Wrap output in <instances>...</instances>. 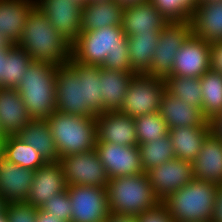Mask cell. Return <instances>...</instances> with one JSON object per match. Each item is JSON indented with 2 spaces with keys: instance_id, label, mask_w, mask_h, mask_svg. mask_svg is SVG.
Here are the masks:
<instances>
[{
  "instance_id": "obj_1",
  "label": "cell",
  "mask_w": 222,
  "mask_h": 222,
  "mask_svg": "<svg viewBox=\"0 0 222 222\" xmlns=\"http://www.w3.org/2000/svg\"><path fill=\"white\" fill-rule=\"evenodd\" d=\"M71 58L83 65L134 72L129 61L127 36L122 26L81 31L71 44Z\"/></svg>"
},
{
  "instance_id": "obj_2",
  "label": "cell",
  "mask_w": 222,
  "mask_h": 222,
  "mask_svg": "<svg viewBox=\"0 0 222 222\" xmlns=\"http://www.w3.org/2000/svg\"><path fill=\"white\" fill-rule=\"evenodd\" d=\"M17 45L33 61L59 66L68 63L71 58V44L56 31L37 5L29 12Z\"/></svg>"
},
{
  "instance_id": "obj_3",
  "label": "cell",
  "mask_w": 222,
  "mask_h": 222,
  "mask_svg": "<svg viewBox=\"0 0 222 222\" xmlns=\"http://www.w3.org/2000/svg\"><path fill=\"white\" fill-rule=\"evenodd\" d=\"M56 70V65L33 61L15 88L31 119L46 120L56 111Z\"/></svg>"
},
{
  "instance_id": "obj_4",
  "label": "cell",
  "mask_w": 222,
  "mask_h": 222,
  "mask_svg": "<svg viewBox=\"0 0 222 222\" xmlns=\"http://www.w3.org/2000/svg\"><path fill=\"white\" fill-rule=\"evenodd\" d=\"M218 184L193 179L162 203L174 222H210Z\"/></svg>"
},
{
  "instance_id": "obj_5",
  "label": "cell",
  "mask_w": 222,
  "mask_h": 222,
  "mask_svg": "<svg viewBox=\"0 0 222 222\" xmlns=\"http://www.w3.org/2000/svg\"><path fill=\"white\" fill-rule=\"evenodd\" d=\"M60 159L88 152L96 147V117H83L54 111L46 119Z\"/></svg>"
},
{
  "instance_id": "obj_6",
  "label": "cell",
  "mask_w": 222,
  "mask_h": 222,
  "mask_svg": "<svg viewBox=\"0 0 222 222\" xmlns=\"http://www.w3.org/2000/svg\"><path fill=\"white\" fill-rule=\"evenodd\" d=\"M106 192L110 212L116 214L140 215L160 203L145 172L110 178Z\"/></svg>"
},
{
  "instance_id": "obj_7",
  "label": "cell",
  "mask_w": 222,
  "mask_h": 222,
  "mask_svg": "<svg viewBox=\"0 0 222 222\" xmlns=\"http://www.w3.org/2000/svg\"><path fill=\"white\" fill-rule=\"evenodd\" d=\"M164 91V79L145 73L135 74L128 86L120 112L133 118L158 112Z\"/></svg>"
},
{
  "instance_id": "obj_8",
  "label": "cell",
  "mask_w": 222,
  "mask_h": 222,
  "mask_svg": "<svg viewBox=\"0 0 222 222\" xmlns=\"http://www.w3.org/2000/svg\"><path fill=\"white\" fill-rule=\"evenodd\" d=\"M191 34L190 21L169 22L159 32L157 48L150 69L145 74L162 79L171 75L175 56Z\"/></svg>"
},
{
  "instance_id": "obj_9",
  "label": "cell",
  "mask_w": 222,
  "mask_h": 222,
  "mask_svg": "<svg viewBox=\"0 0 222 222\" xmlns=\"http://www.w3.org/2000/svg\"><path fill=\"white\" fill-rule=\"evenodd\" d=\"M66 186L83 185L106 188L109 176L95 149L64 156L59 160Z\"/></svg>"
},
{
  "instance_id": "obj_10",
  "label": "cell",
  "mask_w": 222,
  "mask_h": 222,
  "mask_svg": "<svg viewBox=\"0 0 222 222\" xmlns=\"http://www.w3.org/2000/svg\"><path fill=\"white\" fill-rule=\"evenodd\" d=\"M66 189L72 204L71 222H105L110 214L106 188L70 185Z\"/></svg>"
},
{
  "instance_id": "obj_11",
  "label": "cell",
  "mask_w": 222,
  "mask_h": 222,
  "mask_svg": "<svg viewBox=\"0 0 222 222\" xmlns=\"http://www.w3.org/2000/svg\"><path fill=\"white\" fill-rule=\"evenodd\" d=\"M56 111L83 117H95L84 106L83 80L68 62L56 70Z\"/></svg>"
},
{
  "instance_id": "obj_12",
  "label": "cell",
  "mask_w": 222,
  "mask_h": 222,
  "mask_svg": "<svg viewBox=\"0 0 222 222\" xmlns=\"http://www.w3.org/2000/svg\"><path fill=\"white\" fill-rule=\"evenodd\" d=\"M146 174L160 202L194 179L192 162L176 157L149 170Z\"/></svg>"
},
{
  "instance_id": "obj_13",
  "label": "cell",
  "mask_w": 222,
  "mask_h": 222,
  "mask_svg": "<svg viewBox=\"0 0 222 222\" xmlns=\"http://www.w3.org/2000/svg\"><path fill=\"white\" fill-rule=\"evenodd\" d=\"M37 7L70 44L82 31V6L72 0H36Z\"/></svg>"
},
{
  "instance_id": "obj_14",
  "label": "cell",
  "mask_w": 222,
  "mask_h": 222,
  "mask_svg": "<svg viewBox=\"0 0 222 222\" xmlns=\"http://www.w3.org/2000/svg\"><path fill=\"white\" fill-rule=\"evenodd\" d=\"M95 150L109 178L144 173L138 146L97 142Z\"/></svg>"
},
{
  "instance_id": "obj_15",
  "label": "cell",
  "mask_w": 222,
  "mask_h": 222,
  "mask_svg": "<svg viewBox=\"0 0 222 222\" xmlns=\"http://www.w3.org/2000/svg\"><path fill=\"white\" fill-rule=\"evenodd\" d=\"M210 70V44L191 34L177 52L172 74L200 78Z\"/></svg>"
},
{
  "instance_id": "obj_16",
  "label": "cell",
  "mask_w": 222,
  "mask_h": 222,
  "mask_svg": "<svg viewBox=\"0 0 222 222\" xmlns=\"http://www.w3.org/2000/svg\"><path fill=\"white\" fill-rule=\"evenodd\" d=\"M97 142L122 146H138L133 117L120 111L104 112L96 116Z\"/></svg>"
},
{
  "instance_id": "obj_17",
  "label": "cell",
  "mask_w": 222,
  "mask_h": 222,
  "mask_svg": "<svg viewBox=\"0 0 222 222\" xmlns=\"http://www.w3.org/2000/svg\"><path fill=\"white\" fill-rule=\"evenodd\" d=\"M63 170L59 162H46L35 170L27 204L41 208L54 195L66 190Z\"/></svg>"
},
{
  "instance_id": "obj_18",
  "label": "cell",
  "mask_w": 222,
  "mask_h": 222,
  "mask_svg": "<svg viewBox=\"0 0 222 222\" xmlns=\"http://www.w3.org/2000/svg\"><path fill=\"white\" fill-rule=\"evenodd\" d=\"M34 173L0 157V195L6 203L26 202Z\"/></svg>"
},
{
  "instance_id": "obj_19",
  "label": "cell",
  "mask_w": 222,
  "mask_h": 222,
  "mask_svg": "<svg viewBox=\"0 0 222 222\" xmlns=\"http://www.w3.org/2000/svg\"><path fill=\"white\" fill-rule=\"evenodd\" d=\"M169 21L148 0L124 7L122 29L126 36L162 30Z\"/></svg>"
},
{
  "instance_id": "obj_20",
  "label": "cell",
  "mask_w": 222,
  "mask_h": 222,
  "mask_svg": "<svg viewBox=\"0 0 222 222\" xmlns=\"http://www.w3.org/2000/svg\"><path fill=\"white\" fill-rule=\"evenodd\" d=\"M159 113L168 129L177 127H210L209 121L203 116L200 108L189 105L164 91Z\"/></svg>"
},
{
  "instance_id": "obj_21",
  "label": "cell",
  "mask_w": 222,
  "mask_h": 222,
  "mask_svg": "<svg viewBox=\"0 0 222 222\" xmlns=\"http://www.w3.org/2000/svg\"><path fill=\"white\" fill-rule=\"evenodd\" d=\"M31 120L19 92L15 88L0 87V128L3 135H18Z\"/></svg>"
},
{
  "instance_id": "obj_22",
  "label": "cell",
  "mask_w": 222,
  "mask_h": 222,
  "mask_svg": "<svg viewBox=\"0 0 222 222\" xmlns=\"http://www.w3.org/2000/svg\"><path fill=\"white\" fill-rule=\"evenodd\" d=\"M192 34L209 44L222 41V0L198 5L190 17Z\"/></svg>"
},
{
  "instance_id": "obj_23",
  "label": "cell",
  "mask_w": 222,
  "mask_h": 222,
  "mask_svg": "<svg viewBox=\"0 0 222 222\" xmlns=\"http://www.w3.org/2000/svg\"><path fill=\"white\" fill-rule=\"evenodd\" d=\"M195 179L222 183V141L210 133L192 161Z\"/></svg>"
},
{
  "instance_id": "obj_24",
  "label": "cell",
  "mask_w": 222,
  "mask_h": 222,
  "mask_svg": "<svg viewBox=\"0 0 222 222\" xmlns=\"http://www.w3.org/2000/svg\"><path fill=\"white\" fill-rule=\"evenodd\" d=\"M36 0H0V35L17 44Z\"/></svg>"
},
{
  "instance_id": "obj_25",
  "label": "cell",
  "mask_w": 222,
  "mask_h": 222,
  "mask_svg": "<svg viewBox=\"0 0 222 222\" xmlns=\"http://www.w3.org/2000/svg\"><path fill=\"white\" fill-rule=\"evenodd\" d=\"M124 7L116 0L86 3L82 8V31L121 26Z\"/></svg>"
},
{
  "instance_id": "obj_26",
  "label": "cell",
  "mask_w": 222,
  "mask_h": 222,
  "mask_svg": "<svg viewBox=\"0 0 222 222\" xmlns=\"http://www.w3.org/2000/svg\"><path fill=\"white\" fill-rule=\"evenodd\" d=\"M135 74V72L115 71L100 66L103 113L120 111L130 81Z\"/></svg>"
},
{
  "instance_id": "obj_27",
  "label": "cell",
  "mask_w": 222,
  "mask_h": 222,
  "mask_svg": "<svg viewBox=\"0 0 222 222\" xmlns=\"http://www.w3.org/2000/svg\"><path fill=\"white\" fill-rule=\"evenodd\" d=\"M211 133L210 127H177L169 129L173 151L177 159L193 161L199 154L206 137Z\"/></svg>"
},
{
  "instance_id": "obj_28",
  "label": "cell",
  "mask_w": 222,
  "mask_h": 222,
  "mask_svg": "<svg viewBox=\"0 0 222 222\" xmlns=\"http://www.w3.org/2000/svg\"><path fill=\"white\" fill-rule=\"evenodd\" d=\"M18 136L30 144L46 162H59L60 157L47 120L32 119Z\"/></svg>"
},
{
  "instance_id": "obj_29",
  "label": "cell",
  "mask_w": 222,
  "mask_h": 222,
  "mask_svg": "<svg viewBox=\"0 0 222 222\" xmlns=\"http://www.w3.org/2000/svg\"><path fill=\"white\" fill-rule=\"evenodd\" d=\"M160 31L151 30V33L127 36L129 61L136 74L146 73L150 69Z\"/></svg>"
},
{
  "instance_id": "obj_30",
  "label": "cell",
  "mask_w": 222,
  "mask_h": 222,
  "mask_svg": "<svg viewBox=\"0 0 222 222\" xmlns=\"http://www.w3.org/2000/svg\"><path fill=\"white\" fill-rule=\"evenodd\" d=\"M69 63L77 70L80 80H83L84 106L95 117L103 114L100 66L83 65L72 58H70Z\"/></svg>"
},
{
  "instance_id": "obj_31",
  "label": "cell",
  "mask_w": 222,
  "mask_h": 222,
  "mask_svg": "<svg viewBox=\"0 0 222 222\" xmlns=\"http://www.w3.org/2000/svg\"><path fill=\"white\" fill-rule=\"evenodd\" d=\"M2 156L22 168L33 171L46 163L41 155L18 135L6 136L3 139Z\"/></svg>"
},
{
  "instance_id": "obj_32",
  "label": "cell",
  "mask_w": 222,
  "mask_h": 222,
  "mask_svg": "<svg viewBox=\"0 0 222 222\" xmlns=\"http://www.w3.org/2000/svg\"><path fill=\"white\" fill-rule=\"evenodd\" d=\"M202 93V113L210 121L222 112V75L207 71L200 77Z\"/></svg>"
},
{
  "instance_id": "obj_33",
  "label": "cell",
  "mask_w": 222,
  "mask_h": 222,
  "mask_svg": "<svg viewBox=\"0 0 222 222\" xmlns=\"http://www.w3.org/2000/svg\"><path fill=\"white\" fill-rule=\"evenodd\" d=\"M164 81L165 90L169 94L202 110L200 78L169 75Z\"/></svg>"
},
{
  "instance_id": "obj_34",
  "label": "cell",
  "mask_w": 222,
  "mask_h": 222,
  "mask_svg": "<svg viewBox=\"0 0 222 222\" xmlns=\"http://www.w3.org/2000/svg\"><path fill=\"white\" fill-rule=\"evenodd\" d=\"M141 165L145 173L159 165L175 158L169 135L157 141L138 144Z\"/></svg>"
},
{
  "instance_id": "obj_35",
  "label": "cell",
  "mask_w": 222,
  "mask_h": 222,
  "mask_svg": "<svg viewBox=\"0 0 222 222\" xmlns=\"http://www.w3.org/2000/svg\"><path fill=\"white\" fill-rule=\"evenodd\" d=\"M32 62L33 60L25 50L13 44L6 55L4 88H16Z\"/></svg>"
},
{
  "instance_id": "obj_36",
  "label": "cell",
  "mask_w": 222,
  "mask_h": 222,
  "mask_svg": "<svg viewBox=\"0 0 222 222\" xmlns=\"http://www.w3.org/2000/svg\"><path fill=\"white\" fill-rule=\"evenodd\" d=\"M138 144L157 141L168 135V127L159 111L134 118Z\"/></svg>"
},
{
  "instance_id": "obj_37",
  "label": "cell",
  "mask_w": 222,
  "mask_h": 222,
  "mask_svg": "<svg viewBox=\"0 0 222 222\" xmlns=\"http://www.w3.org/2000/svg\"><path fill=\"white\" fill-rule=\"evenodd\" d=\"M169 21H190L197 0H149Z\"/></svg>"
},
{
  "instance_id": "obj_38",
  "label": "cell",
  "mask_w": 222,
  "mask_h": 222,
  "mask_svg": "<svg viewBox=\"0 0 222 222\" xmlns=\"http://www.w3.org/2000/svg\"><path fill=\"white\" fill-rule=\"evenodd\" d=\"M40 209L54 214L55 217L65 222H71L72 204L67 189L62 193L54 195Z\"/></svg>"
},
{
  "instance_id": "obj_39",
  "label": "cell",
  "mask_w": 222,
  "mask_h": 222,
  "mask_svg": "<svg viewBox=\"0 0 222 222\" xmlns=\"http://www.w3.org/2000/svg\"><path fill=\"white\" fill-rule=\"evenodd\" d=\"M5 210L8 222H36L37 208L26 202L7 203Z\"/></svg>"
},
{
  "instance_id": "obj_40",
  "label": "cell",
  "mask_w": 222,
  "mask_h": 222,
  "mask_svg": "<svg viewBox=\"0 0 222 222\" xmlns=\"http://www.w3.org/2000/svg\"><path fill=\"white\" fill-rule=\"evenodd\" d=\"M138 222H174L166 206L160 202L157 206L138 215Z\"/></svg>"
},
{
  "instance_id": "obj_41",
  "label": "cell",
  "mask_w": 222,
  "mask_h": 222,
  "mask_svg": "<svg viewBox=\"0 0 222 222\" xmlns=\"http://www.w3.org/2000/svg\"><path fill=\"white\" fill-rule=\"evenodd\" d=\"M210 70L222 75V41L210 44Z\"/></svg>"
},
{
  "instance_id": "obj_42",
  "label": "cell",
  "mask_w": 222,
  "mask_h": 222,
  "mask_svg": "<svg viewBox=\"0 0 222 222\" xmlns=\"http://www.w3.org/2000/svg\"><path fill=\"white\" fill-rule=\"evenodd\" d=\"M210 222H222V183L218 184L213 216Z\"/></svg>"
},
{
  "instance_id": "obj_43",
  "label": "cell",
  "mask_w": 222,
  "mask_h": 222,
  "mask_svg": "<svg viewBox=\"0 0 222 222\" xmlns=\"http://www.w3.org/2000/svg\"><path fill=\"white\" fill-rule=\"evenodd\" d=\"M211 133L222 141V112L209 121Z\"/></svg>"
},
{
  "instance_id": "obj_44",
  "label": "cell",
  "mask_w": 222,
  "mask_h": 222,
  "mask_svg": "<svg viewBox=\"0 0 222 222\" xmlns=\"http://www.w3.org/2000/svg\"><path fill=\"white\" fill-rule=\"evenodd\" d=\"M105 222H138V215L116 214L110 212Z\"/></svg>"
},
{
  "instance_id": "obj_45",
  "label": "cell",
  "mask_w": 222,
  "mask_h": 222,
  "mask_svg": "<svg viewBox=\"0 0 222 222\" xmlns=\"http://www.w3.org/2000/svg\"><path fill=\"white\" fill-rule=\"evenodd\" d=\"M36 222H65L62 219L55 217L54 214L45 212L37 208Z\"/></svg>"
},
{
  "instance_id": "obj_46",
  "label": "cell",
  "mask_w": 222,
  "mask_h": 222,
  "mask_svg": "<svg viewBox=\"0 0 222 222\" xmlns=\"http://www.w3.org/2000/svg\"><path fill=\"white\" fill-rule=\"evenodd\" d=\"M8 49H0V87L4 88V68Z\"/></svg>"
},
{
  "instance_id": "obj_47",
  "label": "cell",
  "mask_w": 222,
  "mask_h": 222,
  "mask_svg": "<svg viewBox=\"0 0 222 222\" xmlns=\"http://www.w3.org/2000/svg\"><path fill=\"white\" fill-rule=\"evenodd\" d=\"M12 45L5 36L0 35V49H9Z\"/></svg>"
},
{
  "instance_id": "obj_48",
  "label": "cell",
  "mask_w": 222,
  "mask_h": 222,
  "mask_svg": "<svg viewBox=\"0 0 222 222\" xmlns=\"http://www.w3.org/2000/svg\"><path fill=\"white\" fill-rule=\"evenodd\" d=\"M119 4H121L123 7L129 6V5H134L138 2H145L148 0H116Z\"/></svg>"
},
{
  "instance_id": "obj_49",
  "label": "cell",
  "mask_w": 222,
  "mask_h": 222,
  "mask_svg": "<svg viewBox=\"0 0 222 222\" xmlns=\"http://www.w3.org/2000/svg\"><path fill=\"white\" fill-rule=\"evenodd\" d=\"M6 202H5V199L3 198L2 195H0V212L4 211L5 210V206H6Z\"/></svg>"
},
{
  "instance_id": "obj_50",
  "label": "cell",
  "mask_w": 222,
  "mask_h": 222,
  "mask_svg": "<svg viewBox=\"0 0 222 222\" xmlns=\"http://www.w3.org/2000/svg\"><path fill=\"white\" fill-rule=\"evenodd\" d=\"M0 222H8L7 216H6V210L0 212Z\"/></svg>"
},
{
  "instance_id": "obj_51",
  "label": "cell",
  "mask_w": 222,
  "mask_h": 222,
  "mask_svg": "<svg viewBox=\"0 0 222 222\" xmlns=\"http://www.w3.org/2000/svg\"><path fill=\"white\" fill-rule=\"evenodd\" d=\"M213 1H218V0H197V6L198 5H203L209 2H213Z\"/></svg>"
},
{
  "instance_id": "obj_52",
  "label": "cell",
  "mask_w": 222,
  "mask_h": 222,
  "mask_svg": "<svg viewBox=\"0 0 222 222\" xmlns=\"http://www.w3.org/2000/svg\"><path fill=\"white\" fill-rule=\"evenodd\" d=\"M74 3L81 5L82 7L87 3V0H72Z\"/></svg>"
},
{
  "instance_id": "obj_53",
  "label": "cell",
  "mask_w": 222,
  "mask_h": 222,
  "mask_svg": "<svg viewBox=\"0 0 222 222\" xmlns=\"http://www.w3.org/2000/svg\"><path fill=\"white\" fill-rule=\"evenodd\" d=\"M3 151V139L0 137V157L2 156Z\"/></svg>"
},
{
  "instance_id": "obj_54",
  "label": "cell",
  "mask_w": 222,
  "mask_h": 222,
  "mask_svg": "<svg viewBox=\"0 0 222 222\" xmlns=\"http://www.w3.org/2000/svg\"><path fill=\"white\" fill-rule=\"evenodd\" d=\"M95 1H107V0H87V3H92V2H95Z\"/></svg>"
},
{
  "instance_id": "obj_55",
  "label": "cell",
  "mask_w": 222,
  "mask_h": 222,
  "mask_svg": "<svg viewBox=\"0 0 222 222\" xmlns=\"http://www.w3.org/2000/svg\"><path fill=\"white\" fill-rule=\"evenodd\" d=\"M0 137H1L2 139H4V138H5V136H4V135H3V133H2L1 128H0Z\"/></svg>"
}]
</instances>
